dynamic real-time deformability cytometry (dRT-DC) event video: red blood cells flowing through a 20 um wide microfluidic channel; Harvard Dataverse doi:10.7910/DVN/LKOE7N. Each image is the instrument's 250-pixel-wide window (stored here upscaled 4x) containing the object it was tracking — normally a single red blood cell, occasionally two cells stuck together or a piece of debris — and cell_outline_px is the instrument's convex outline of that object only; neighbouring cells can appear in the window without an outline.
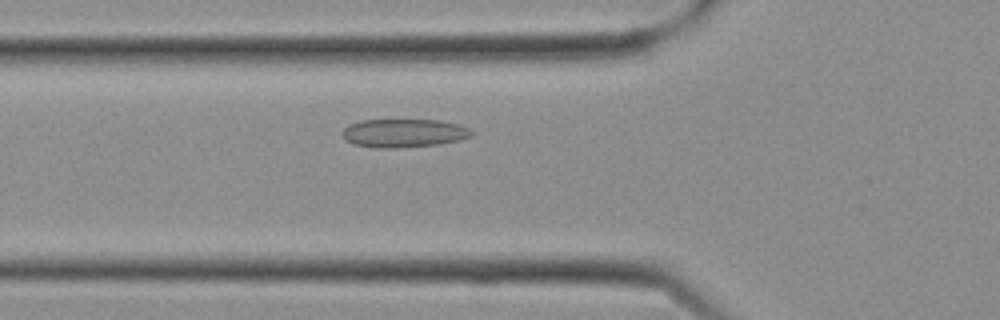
{"species": "Egyptian fruit bat (a non-hibernating species)", "species_latin": "Rousettus aegyptiacus", "temperature_condition": "cold", "stored_images_in_passage": 8, "camera_frame_rate_fps": 3000, "um_per_image_px": 0.085, "frame": {"image": 1, "passage_image": 6, "time_ms": 1.667, "image_size_px": [1000, 320], "cell_outline_px": [[476, 132], [472, 136], [456, 140], [436, 144], [396, 148], [376, 148], [352, 144], [344, 140], [340, 132], [348, 124], [360, 120], [440, 120], [456, 124], [468, 128]], "centroid_in_image_um": [34.25, 11.31], "position_along_channel_um": 91.6, "area_um2": 21.5}}
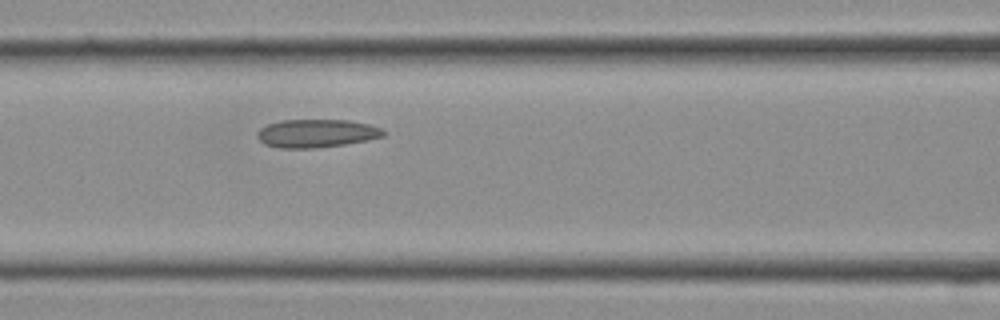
{"frame": {"image": 2, "passage_image": 8, "time_ms": 2.333, "image_size_px": [1000, 320], "cell_outline_px": [[388, 132], [384, 136], [368, 140], [344, 144], [316, 148], [280, 148], [264, 144], [256, 136], [256, 132], [260, 128], [268, 124], [280, 120], [348, 120], [368, 124], [384, 128]], "centroid_in_image_um": [26.92, 11.33], "position_along_channel_um": 139.7, "area_um2": 20.92}}